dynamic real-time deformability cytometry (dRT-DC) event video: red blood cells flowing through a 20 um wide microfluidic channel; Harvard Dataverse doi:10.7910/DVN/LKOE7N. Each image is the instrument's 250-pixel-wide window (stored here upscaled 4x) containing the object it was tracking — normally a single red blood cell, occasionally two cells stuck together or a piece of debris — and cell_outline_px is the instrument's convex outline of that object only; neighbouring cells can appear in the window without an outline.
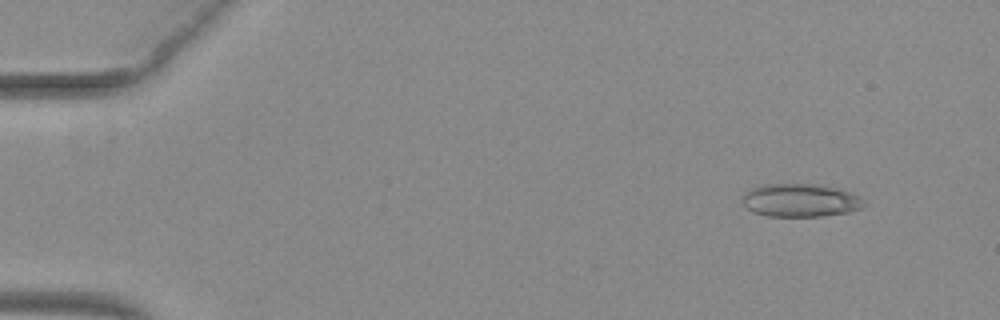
{"species": "common noctule bat (a hibernating species)", "species_latin": "Nyctalus noctula", "temperature_condition": "warm", "stored_images_in_passage": 52, "camera_frame_rate_fps": 3000, "um_per_image_px": 0.085, "animal": {"sex": "female", "body_mass_g": 29.2, "forearm_length_mm": 56.3}, "frame": {"image": 1, "passage_image": 5, "time_ms": 1.333, "image_size_px": [1000, 320], "cell_outline_px": [[868, 204], [864, 208], [848, 212], [820, 216], [768, 216], [752, 212], [740, 200], [740, 196], [744, 192], [752, 188], [764, 184], [824, 184], [840, 188], [852, 192], [860, 196]], "centroid_in_image_um": [68.07, 17.01], "position_along_channel_um": 16.9, "area_um2": 24.04}}
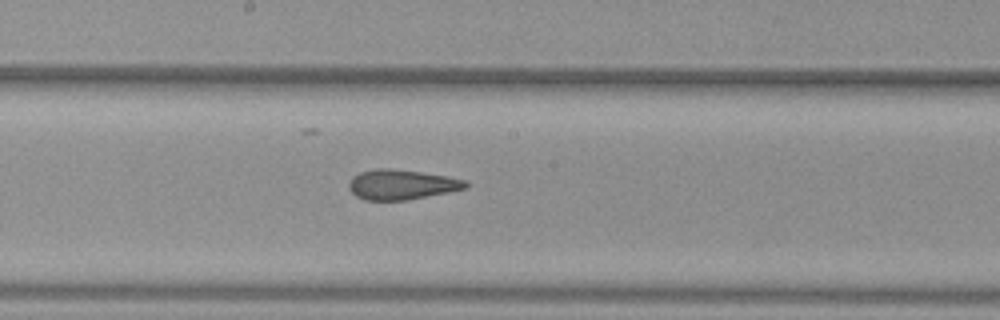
{"frame": {"image": 2, "passage_image": 29, "time_ms": 9.333, "image_size_px": [1000, 320], "cell_outline_px": [[468, 188], [408, 200], [364, 200], [356, 196], [348, 188], [348, 184], [352, 176], [360, 172], [376, 168], [392, 168], [448, 176], [468, 180]], "centroid_in_image_um": [34.14, 15.68], "position_along_channel_um": 214.1, "area_um2": 20.58}}
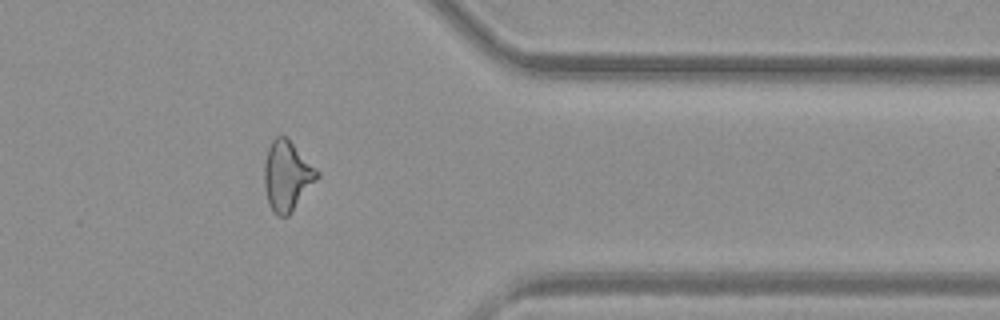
{"frame": {"image": 3, "passage_image": 43, "time_ms": 14.0, "image_size_px": [1000, 320], "cell_outline_px": [[320, 176], [288, 216], [276, 216], [272, 212], [268, 204], [264, 188], [264, 164], [268, 148], [272, 140], [276, 136], [284, 136], [320, 172]], "centroid_in_image_um": [24.37, 14.99], "position_along_channel_um": 387.0, "area_um2": 21.33}, "authors_computed_cell_mechanics": {"area_um2": 21.8484, "velocity_mm_per_s": 3.981, "shape_relaxation_time_tau1_ms": null, "shape_relaxation_time_tau2_ms": 1.9301, "deformation_change_tau1": null, "deformation_change_tau2": 0.1083}}